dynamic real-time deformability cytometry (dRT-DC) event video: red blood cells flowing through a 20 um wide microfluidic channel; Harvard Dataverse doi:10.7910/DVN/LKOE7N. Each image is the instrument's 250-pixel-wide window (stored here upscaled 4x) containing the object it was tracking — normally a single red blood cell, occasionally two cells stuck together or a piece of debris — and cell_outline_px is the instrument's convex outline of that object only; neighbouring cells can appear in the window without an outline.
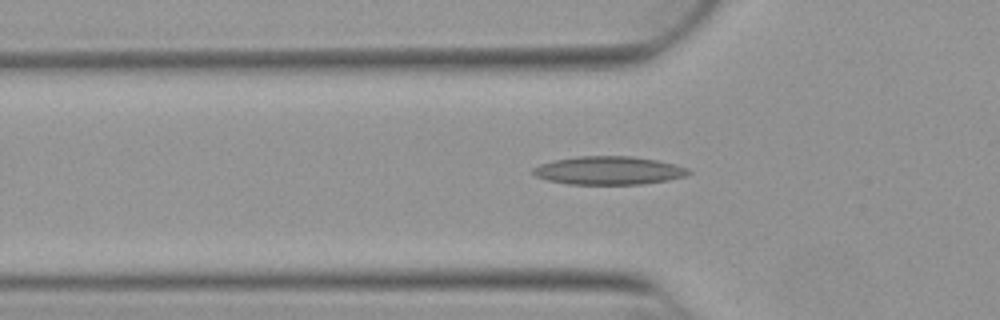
{"species": "Egyptian fruit bat (a non-hibernating species)", "species_latin": "Rousettus aegyptiacus", "temperature_condition": "warm", "stored_images_in_passage": 37, "camera_frame_rate_fps": 3000, "um_per_image_px": 0.085, "animal": {"sex": "female"}, "frame": {"image": 1, "passage_image": 7, "time_ms": 2.0, "image_size_px": [1000, 320], "cell_outline_px": [[692, 172], [684, 176], [668, 180], [644, 184], [568, 184], [548, 180], [536, 176], [532, 172], [532, 168], [540, 164], [552, 160], [580, 156], [632, 156], [656, 160], [688, 168]], "centroid_in_image_um": [51.72, 14.49], "position_along_channel_um": 74.1, "area_um2": 25.55}}
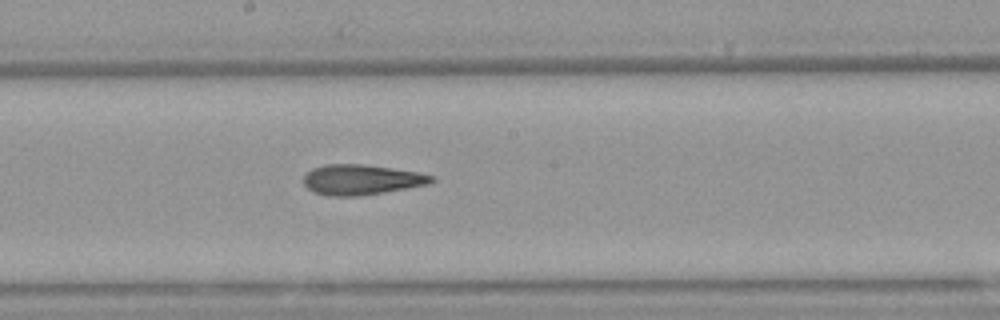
{"frame": {"image": 2, "passage_image": 18, "time_ms": 5.667, "image_size_px": [1000, 320], "cell_outline_px": [[436, 180], [428, 184], [408, 188], [360, 196], [328, 196], [312, 192], [304, 184], [304, 176], [312, 168], [324, 164], [360, 164], [392, 168], [416, 172], [432, 176]], "centroid_in_image_um": [30.68, 15.28], "position_along_channel_um": 217.5, "area_um2": 22.48}}
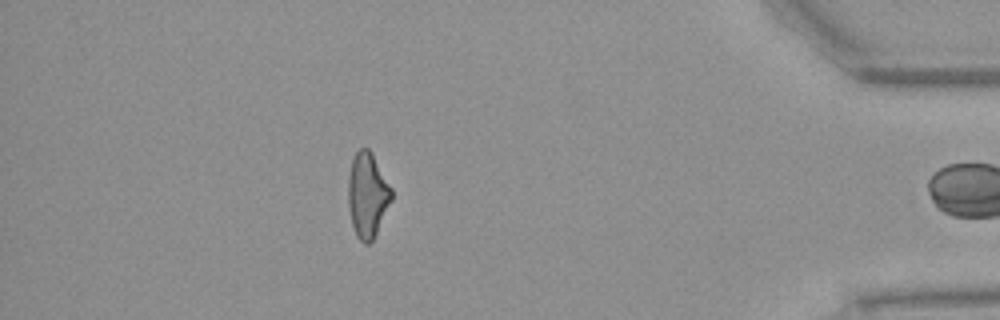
{"frame": {"image": 3, "passage_image": 36, "time_ms": 11.667, "image_size_px": [1000, 320], "cell_outline_px": [[392, 200], [372, 240], [368, 244], [364, 244], [356, 236], [352, 224], [348, 204], [348, 176], [352, 160], [356, 152], [360, 148], [368, 148], [372, 152], [392, 188]], "centroid_in_image_um": [31.23, 16.56], "position_along_channel_um": 404.0, "area_um2": 21.39}, "authors_computed_cell_mechanics": {"area_um2": 22.3686, "velocity_mm_per_s": 3.9011, "shape_relaxation_time_tau1_ms": null, "shape_relaxation_time_tau2_ms": 5.7169, "deformation_change_tau1": null, "deformation_change_tau2": 0.1823}}